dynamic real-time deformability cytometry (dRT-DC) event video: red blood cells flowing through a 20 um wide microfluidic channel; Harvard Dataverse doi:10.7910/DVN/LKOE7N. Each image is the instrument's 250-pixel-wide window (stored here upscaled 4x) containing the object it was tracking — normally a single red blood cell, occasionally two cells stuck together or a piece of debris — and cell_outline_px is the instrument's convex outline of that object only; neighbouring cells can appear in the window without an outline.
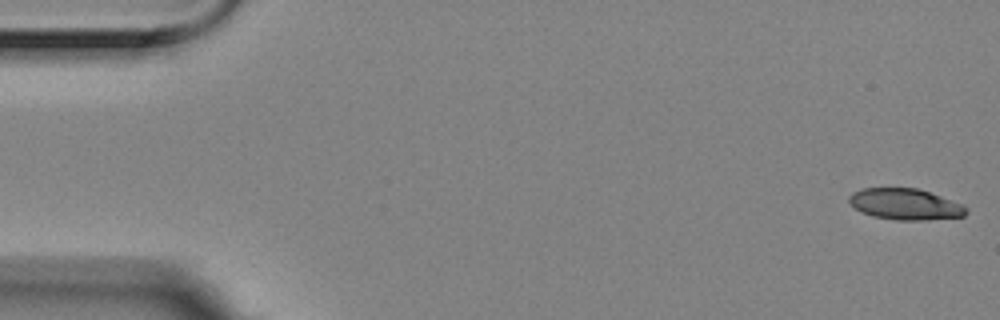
{"species": "Egyptian fruit bat (a non-hibernating species)", "species_latin": "Rousettus aegyptiacus", "temperature_condition": "room temperature", "stored_images_in_passage": 5, "camera_frame_rate_fps": 3000, "um_per_image_px": 0.085, "animal": {"sex": "female"}, "frame": {"image": 1, "passage_image": 1, "time_ms": 0.0, "image_size_px": [1000, 320], "cell_outline_px": [[968, 212], [964, 216], [928, 220], [896, 220], [872, 216], [856, 208], [848, 200], [848, 196], [852, 192], [860, 188], [916, 188], [964, 204], [968, 208]], "centroid_in_image_um": [76.96, 17.36], "position_along_channel_um": 8.0, "area_um2": 21.27}}
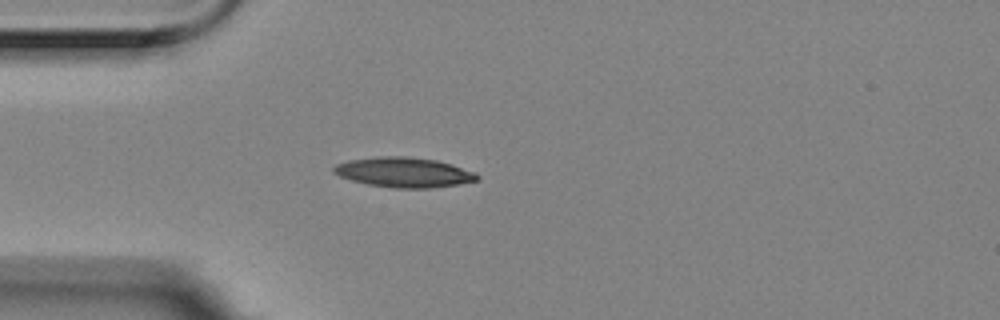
{"frame": {"image": 2, "passage_image": 5, "time_ms": 1.333, "image_size_px": [1000, 320], "cell_outline_px": [[480, 180], [456, 184], [428, 188], [392, 188], [368, 184], [352, 180], [340, 176], [332, 172], [332, 168], [336, 164], [348, 160], [380, 156], [408, 156], [436, 160], [452, 164], [476, 172], [480, 176]], "centroid_in_image_um": [34.34, 14.64], "position_along_channel_um": 50.7, "area_um2": 25.09}}